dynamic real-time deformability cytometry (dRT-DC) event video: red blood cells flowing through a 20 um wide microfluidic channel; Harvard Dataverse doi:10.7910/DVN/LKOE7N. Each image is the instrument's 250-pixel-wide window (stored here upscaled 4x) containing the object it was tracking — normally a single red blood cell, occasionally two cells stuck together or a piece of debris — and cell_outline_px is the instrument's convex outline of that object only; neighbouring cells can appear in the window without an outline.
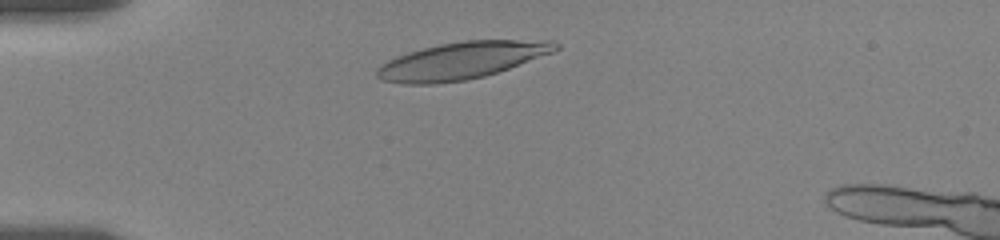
{"species": "human", "species_latin": "Homo sapiens", "temperature_condition": "room temperature", "stored_images_in_passage": 40, "camera_frame_rate_fps": 3000, "um_per_image_px": 0.085, "donor": {"sex": "female"}, "frame": {"image": 1, "passage_image": 5, "time_ms": 1.333, "image_size_px": [1000, 240], "cell_outline_px": [[560, 48], [552, 52], [508, 68], [484, 76], [464, 80], [436, 84], [404, 84], [380, 80], [376, 76], [376, 68], [380, 64], [396, 56], [408, 52], [440, 44], [464, 40], [552, 40], [560, 44]], "centroid_in_image_um": [39.19, 5.15], "position_along_channel_um": 45.8, "area_um2": 38.44}}
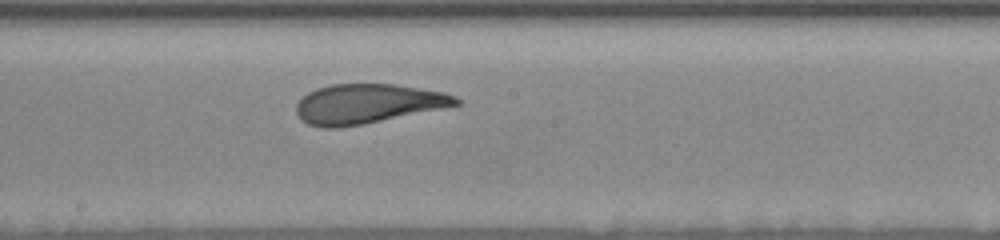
{"frame": {"image": 2, "passage_image": 22, "time_ms": 7.0, "image_size_px": [1000, 240], "cell_outline_px": [[460, 104], [444, 108], [364, 124], [336, 128], [324, 128], [308, 124], [300, 120], [296, 112], [296, 104], [308, 92], [316, 88], [332, 84], [396, 84], [444, 92], [456, 96], [460, 100]], "centroid_in_image_um": [31.24, 8.82], "position_along_channel_um": 217.0, "area_um2": 36.88}}
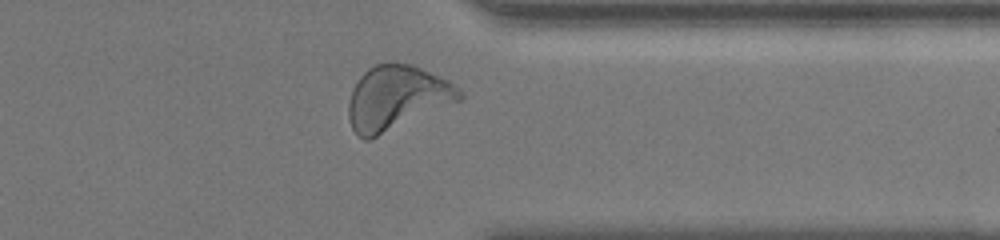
{"frame": {"image": 3, "passage_image": 36, "time_ms": 11.667, "image_size_px": [1000, 240], "cell_outline_px": [[464, 96], [460, 100], [368, 140], [364, 140], [356, 136], [352, 128], [348, 116], [348, 104], [352, 88], [360, 76], [368, 68], [376, 64], [392, 60], [412, 64], [448, 80]], "centroid_in_image_um": [33.66, 8.29], "position_along_channel_um": 377.7, "area_um2": 41.44}, "authors_computed_cell_mechanics": {"area_um2": 37.4544, "velocity_mm_per_s": 3.4866, "shape_relaxation_time_tau1_ms": 5.1692, "shape_relaxation_time_tau2_ms": 1.1961, "deformation_change_tau1": 0.1769, "deformation_change_tau2": 0.0828}}